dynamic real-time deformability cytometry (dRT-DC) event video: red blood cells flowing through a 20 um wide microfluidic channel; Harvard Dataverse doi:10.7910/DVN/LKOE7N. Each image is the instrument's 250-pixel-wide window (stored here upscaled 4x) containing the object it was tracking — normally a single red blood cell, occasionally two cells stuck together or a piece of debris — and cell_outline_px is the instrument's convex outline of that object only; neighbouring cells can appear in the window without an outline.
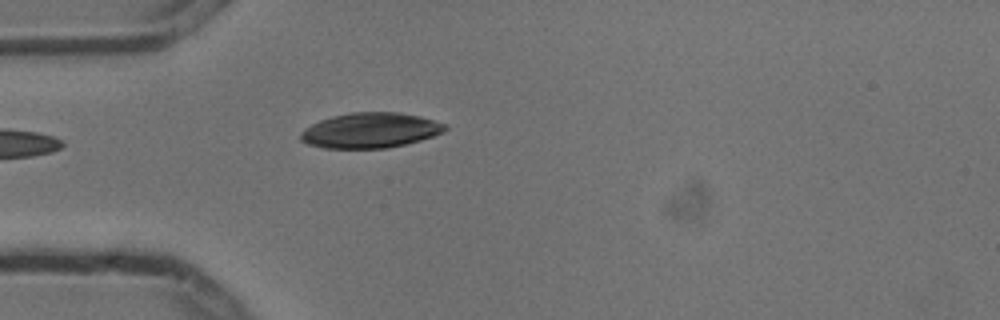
{"species": "common noctule bat (a hibernating species)", "species_latin": "Nyctalus noctula", "temperature_condition": "cold", "stored_images_in_passage": 5, "camera_frame_rate_fps": 3000, "um_per_image_px": 0.085, "animal": {"sex": "male", "body_mass_g": 13.3}, "frame": {"image": 1, "passage_image": 5, "time_ms": 1.333, "image_size_px": [1000, 320], "cell_outline_px": [[448, 128], [444, 132], [420, 140], [388, 148], [324, 148], [308, 144], [300, 140], [300, 132], [304, 128], [320, 120], [332, 116], [352, 112], [400, 112], [420, 116], [448, 124]], "centroid_in_image_um": [31.48, 11.07], "position_along_channel_um": 53.5, "area_um2": 29.77}}